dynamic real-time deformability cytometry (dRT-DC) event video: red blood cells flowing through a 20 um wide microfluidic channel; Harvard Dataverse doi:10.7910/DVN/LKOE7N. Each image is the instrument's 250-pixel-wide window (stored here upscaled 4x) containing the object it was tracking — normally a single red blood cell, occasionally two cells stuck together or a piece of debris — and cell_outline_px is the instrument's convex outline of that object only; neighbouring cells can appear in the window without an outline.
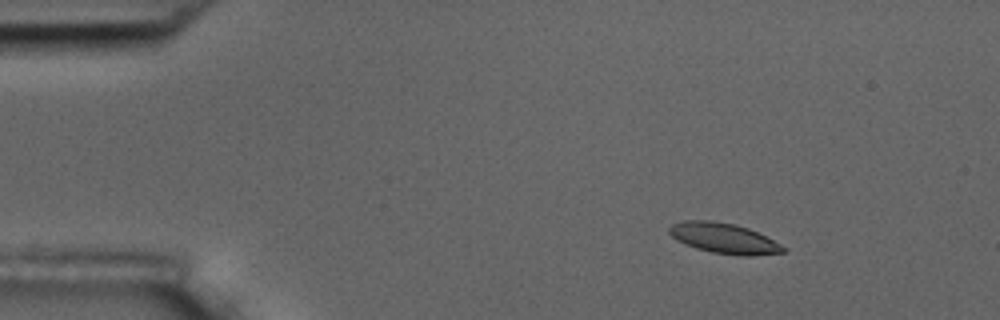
{"species": "common noctule bat (a hibernating species)", "species_latin": "Nyctalus noctula", "temperature_condition": "room temperature", "stored_images_in_passage": 7, "camera_frame_rate_fps": 3000, "um_per_image_px": 0.085, "animal": {"sex": "male", "body_mass_g": 17.5, "forearm_length_mm": 52.3}, "frame": {"image": 1, "passage_image": 3, "time_ms": 2.333, "image_size_px": [1000, 320], "cell_outline_px": [[788, 248], [784, 252], [752, 256], [744, 256], [712, 252], [696, 248], [684, 244], [676, 240], [668, 232], [668, 228], [672, 224], [684, 220], [708, 220], [736, 224], [748, 228]], "centroid_in_image_um": [61.5, 20.25], "position_along_channel_um": 23.5, "area_um2": 20.11}}
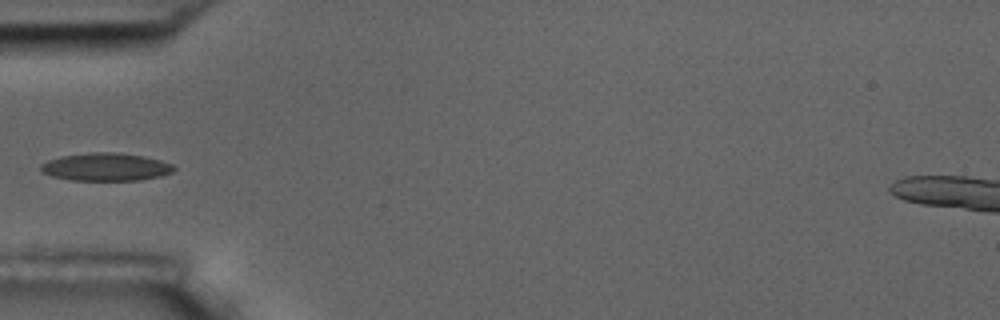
{"frame": {"image": 2, "passage_image": 6, "time_ms": 6.0, "image_size_px": [1000, 320], "cell_outline_px": [[176, 168], [172, 172], [160, 176], [140, 180], [68, 180], [52, 176], [44, 172], [40, 168], [40, 164], [48, 160], [60, 156], [92, 152], [116, 152], [144, 156], [160, 160], [172, 164]], "centroid_in_image_um": [8.99, 14.18], "position_along_channel_um": 76.0, "area_um2": 21.62}}